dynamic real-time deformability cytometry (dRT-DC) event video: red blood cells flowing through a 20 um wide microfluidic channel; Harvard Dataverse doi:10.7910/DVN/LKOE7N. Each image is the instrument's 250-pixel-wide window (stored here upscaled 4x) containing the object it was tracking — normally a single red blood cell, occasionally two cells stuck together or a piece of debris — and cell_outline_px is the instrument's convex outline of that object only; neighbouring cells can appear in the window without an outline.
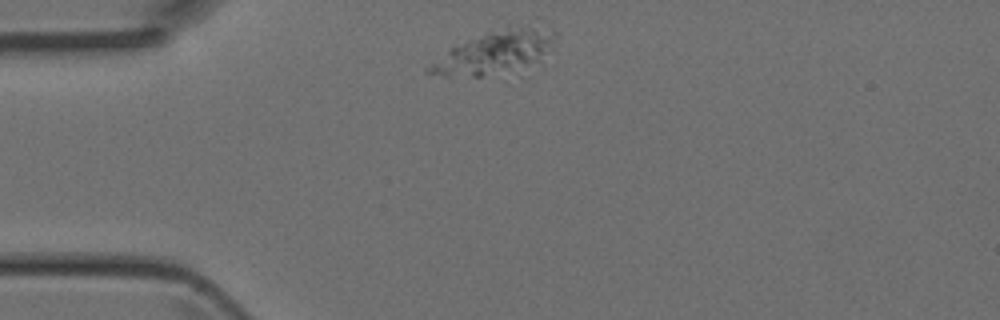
{"species": "Egyptian fruit bat (a non-hibernating species)", "species_latin": "Rousettus aegyptiacus", "temperature_condition": "room temperature", "stored_images_in_passage": 4, "camera_frame_rate_fps": 3000, "um_per_image_px": 0.085, "animal": {"sex": "female"}, "frame": {"image": 1, "passage_image": 1, "time_ms": 0.0, "image_size_px": [1000, 320], "cell_outline_px": [[556, 36], [540, 60], [480, 76], [444, 76], [424, 72], [424, 68], [452, 48], [468, 40], [508, 24], [552, 28], [556, 32]], "centroid_in_image_um": [42.04, 4.38], "position_along_channel_um": 43.0, "area_um2": 30.29}}
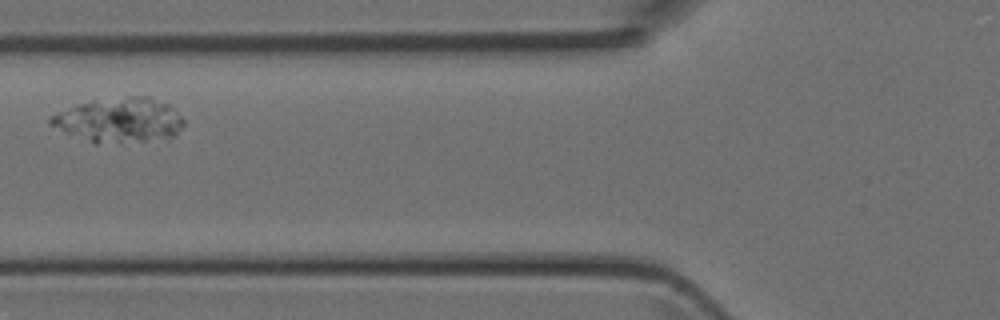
{"frame": {"image": 2, "passage_image": 3, "time_ms": 0.667, "image_size_px": [1000, 320], "cell_outline_px": [[184, 124], [176, 136], [120, 144], [96, 144], [64, 132], [48, 124], [48, 116], [80, 104], [92, 100], [128, 96], [148, 96], [168, 104], [184, 120]], "centroid_in_image_um": [10.13, 10.23], "position_along_channel_um": 115.7, "area_um2": 34.8}}
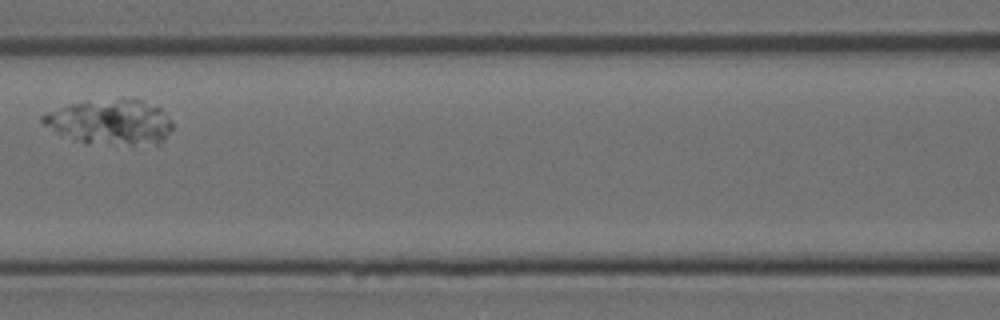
{"frame": {"image": 3, "passage_image": 4, "time_ms": 1.0, "image_size_px": [1000, 320], "cell_outline_px": [[172, 128], [156, 144], [84, 144], [72, 140], [56, 132], [44, 124], [40, 120], [40, 116], [48, 112], [68, 104], [120, 100], [140, 100], [160, 108], [172, 120]], "centroid_in_image_um": [9.34, 10.41], "position_along_channel_um": 157.3, "area_um2": 33.41}}